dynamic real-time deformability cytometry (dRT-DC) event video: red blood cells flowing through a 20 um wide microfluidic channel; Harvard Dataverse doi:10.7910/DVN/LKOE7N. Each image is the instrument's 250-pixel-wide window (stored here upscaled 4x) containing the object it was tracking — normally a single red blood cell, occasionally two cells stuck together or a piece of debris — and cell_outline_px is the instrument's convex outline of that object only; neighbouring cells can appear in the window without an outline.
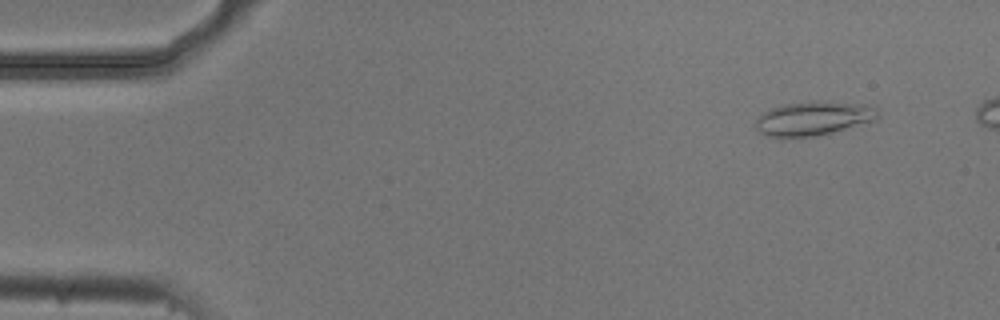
{"species": "common noctule bat (a hibernating species)", "species_latin": "Nyctalus noctula", "temperature_condition": "cold", "stored_images_in_passage": 51, "camera_frame_rate_fps": 3000, "um_per_image_px": 0.085, "animal": {"sex": "male", "body_mass_g": 20.5, "forearm_length_mm": 52.5}, "frame": {"image": 1, "passage_image": 5, "time_ms": 1.333, "image_size_px": [1000, 320], "cell_outline_px": [[880, 112], [876, 120], [816, 136], [768, 136], [760, 132], [756, 128], [756, 120], [764, 112], [772, 108], [784, 104], [808, 100], [816, 100], [864, 104], [876, 108]], "centroid_in_image_um": [69.17, 10.03], "position_along_channel_um": 15.8, "area_um2": 24.04}}
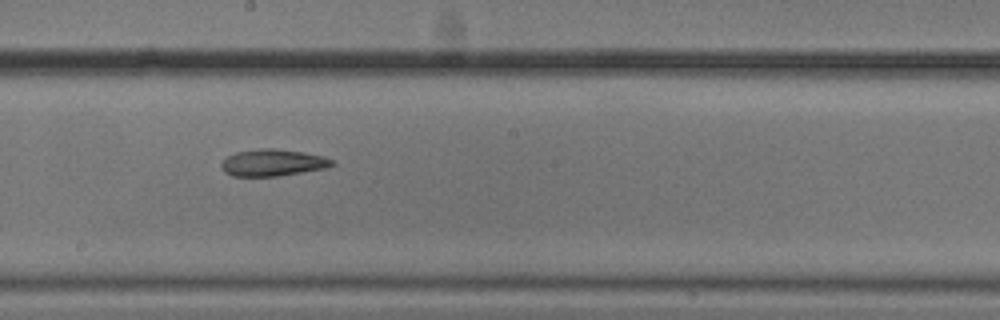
{"frame": {"image": 2, "passage_image": 30, "time_ms": 9.667, "image_size_px": [1000, 320], "cell_outline_px": [[336, 164], [328, 168], [276, 176], [232, 176], [224, 172], [220, 164], [228, 156], [236, 152], [260, 148], [272, 148], [304, 152], [324, 156], [332, 160]], "centroid_in_image_um": [23.2, 13.82], "position_along_channel_um": 225.0, "area_um2": 17.34}}
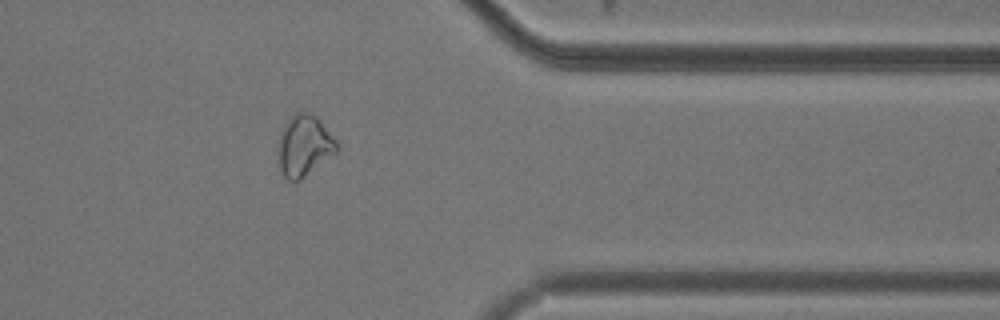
{"frame": {"image": 3, "passage_image": 44, "time_ms": 14.333, "image_size_px": [1000, 320], "cell_outline_px": [[340, 148], [336, 152], [296, 184], [288, 180], [284, 176], [280, 168], [280, 136], [284, 124], [296, 112], [312, 112], [320, 120], [336, 140]], "centroid_in_image_um": [25.89, 12.4], "position_along_channel_um": 385.5, "area_um2": 20.69}}